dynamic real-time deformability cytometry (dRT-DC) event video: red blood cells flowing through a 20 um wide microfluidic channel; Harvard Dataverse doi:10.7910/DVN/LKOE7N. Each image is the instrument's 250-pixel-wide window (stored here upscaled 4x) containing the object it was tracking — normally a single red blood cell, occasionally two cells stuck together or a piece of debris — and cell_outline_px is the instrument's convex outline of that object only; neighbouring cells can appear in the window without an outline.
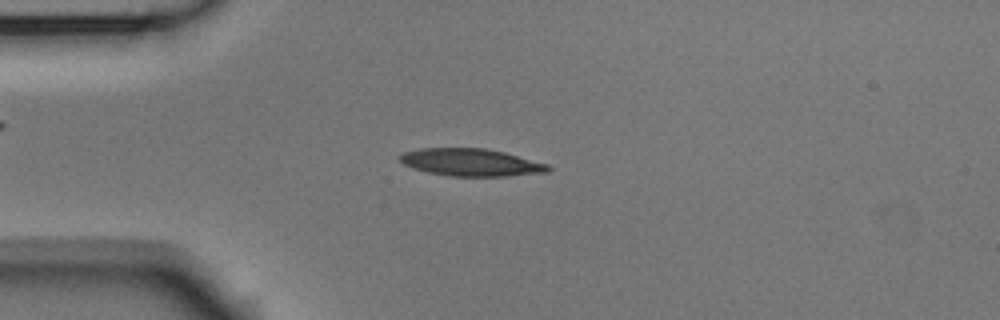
{"species": "Egyptian fruit bat (a non-hibernating species)", "species_latin": "Rousettus aegyptiacus", "temperature_condition": "room temperature", "stored_images_in_passage": 44, "camera_frame_rate_fps": 3000, "um_per_image_px": 0.085, "animal": {"sex": "male"}, "frame": {"image": 1, "passage_image": 4, "time_ms": 1.0, "image_size_px": [1000, 320], "cell_outline_px": [[552, 168], [548, 172], [508, 176], [448, 176], [428, 172], [412, 168], [404, 164], [400, 160], [400, 156], [404, 152], [420, 148], [484, 148], [504, 152], [548, 164]], "centroid_in_image_um": [40.05, 13.8], "position_along_channel_um": 45.0, "area_um2": 23.64}}
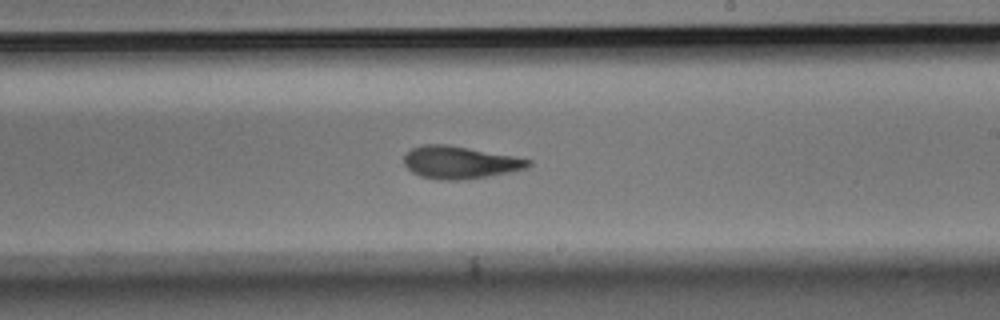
{"frame": {"image": 2, "passage_image": 22, "time_ms": 7.0, "image_size_px": [1000, 320], "cell_outline_px": [[532, 164], [528, 168], [512, 172], [464, 180], [440, 180], [420, 176], [412, 172], [404, 164], [404, 156], [412, 148], [424, 144], [448, 144], [512, 156], [532, 160]], "centroid_in_image_um": [39.1, 13.81], "position_along_channel_um": 249.9, "area_um2": 23.58}}
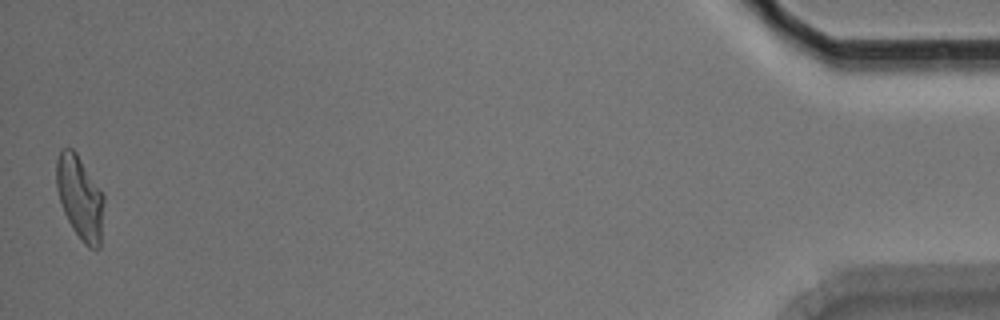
{"frame": {"image": 3, "passage_image": 44, "time_ms": 14.333, "image_size_px": [1000, 320], "cell_outline_px": [[104, 200], [100, 248], [88, 248], [84, 244], [72, 228], [64, 212], [56, 188], [56, 160], [60, 148], [72, 148], [76, 152], [104, 196]], "centroid_in_image_um": [6.78, 16.79], "position_along_channel_um": 428.4, "area_um2": 23.0}, "authors_computed_cell_mechanics": {"area_um2": 23.2934, "velocity_mm_per_s": 3.6943, "shape_relaxation_time_tau1_ms": 3.9889, "shape_relaxation_time_tau2_ms": 2.9601, "deformation_change_tau1": 0.1829, "deformation_change_tau2": 0.1197}}